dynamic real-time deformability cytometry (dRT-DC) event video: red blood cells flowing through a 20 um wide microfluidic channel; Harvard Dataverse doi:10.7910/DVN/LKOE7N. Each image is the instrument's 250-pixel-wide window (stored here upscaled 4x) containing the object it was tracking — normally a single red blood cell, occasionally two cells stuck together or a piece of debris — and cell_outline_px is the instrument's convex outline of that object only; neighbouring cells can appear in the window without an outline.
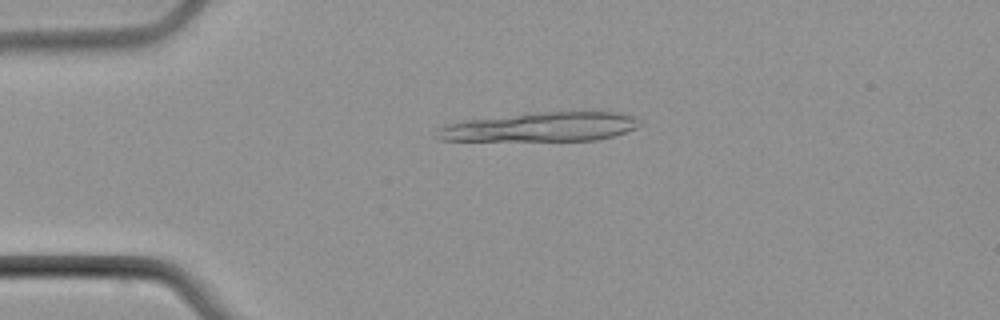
{"species": "common noctule bat (a hibernating species)", "species_latin": "Nyctalus noctula", "temperature_condition": "cold", "stored_images_in_passage": 4, "camera_frame_rate_fps": 3000, "um_per_image_px": 0.085, "animal": {"sex": "male", "body_mass_g": 21.5, "forearm_length_mm": 52.0}, "frame": {"image": 1, "passage_image": 3, "time_ms": 3.333, "image_size_px": [1000, 320], "cell_outline_px": [[644, 124], [636, 128], [612, 136], [596, 140], [440, 140], [436, 136], [440, 128], [448, 124], [464, 120], [548, 112], [616, 112], [636, 116], [644, 120]], "centroid_in_image_um": [46.1, 10.79], "position_along_channel_um": 38.9, "area_um2": 33.99}}